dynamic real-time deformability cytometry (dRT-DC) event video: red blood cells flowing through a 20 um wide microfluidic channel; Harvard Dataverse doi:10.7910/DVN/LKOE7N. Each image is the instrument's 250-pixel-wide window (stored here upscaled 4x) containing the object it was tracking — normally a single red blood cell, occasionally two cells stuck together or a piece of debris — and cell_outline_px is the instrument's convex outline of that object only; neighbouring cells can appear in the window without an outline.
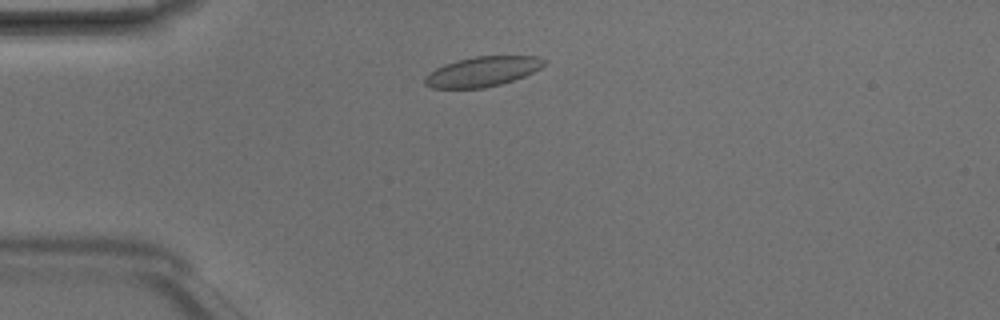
{"species": "Egyptian fruit bat (a non-hibernating species)", "species_latin": "Rousettus aegyptiacus", "temperature_condition": "room temperature", "stored_images_in_passage": 4, "camera_frame_rate_fps": 3000, "um_per_image_px": 0.085, "animal": {"sex": "male"}, "frame": {"image": 1, "passage_image": 2, "time_ms": 0.333, "image_size_px": [1000, 320], "cell_outline_px": [[548, 60], [540, 68], [524, 76], [500, 84], [484, 88], [432, 88], [424, 84], [424, 76], [436, 68], [444, 64], [456, 60], [476, 56], [536, 56]], "centroid_in_image_um": [40.98, 6.08], "position_along_channel_um": 44.0, "area_um2": 20.75}}